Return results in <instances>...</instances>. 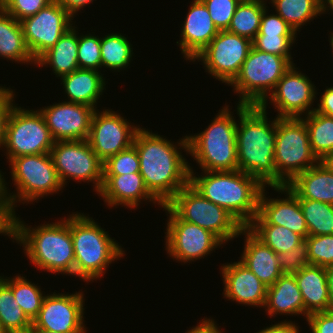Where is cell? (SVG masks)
<instances>
[{
  "label": "cell",
  "mask_w": 333,
  "mask_h": 333,
  "mask_svg": "<svg viewBox=\"0 0 333 333\" xmlns=\"http://www.w3.org/2000/svg\"><path fill=\"white\" fill-rule=\"evenodd\" d=\"M145 129L140 127L133 140L139 156L140 174L148 191L166 205L189 183V163L177 150L182 149L187 155L188 138L187 135L180 138L176 146L162 135Z\"/></svg>",
  "instance_id": "cell-1"
},
{
  "label": "cell",
  "mask_w": 333,
  "mask_h": 333,
  "mask_svg": "<svg viewBox=\"0 0 333 333\" xmlns=\"http://www.w3.org/2000/svg\"><path fill=\"white\" fill-rule=\"evenodd\" d=\"M236 145L238 170L255 177L263 186H276L274 164L277 117L268 121L261 106L237 103Z\"/></svg>",
  "instance_id": "cell-2"
},
{
  "label": "cell",
  "mask_w": 333,
  "mask_h": 333,
  "mask_svg": "<svg viewBox=\"0 0 333 333\" xmlns=\"http://www.w3.org/2000/svg\"><path fill=\"white\" fill-rule=\"evenodd\" d=\"M13 214V240L23 245L24 253L36 268L74 276V248L70 216L36 228L26 225Z\"/></svg>",
  "instance_id": "cell-3"
},
{
  "label": "cell",
  "mask_w": 333,
  "mask_h": 333,
  "mask_svg": "<svg viewBox=\"0 0 333 333\" xmlns=\"http://www.w3.org/2000/svg\"><path fill=\"white\" fill-rule=\"evenodd\" d=\"M189 183L206 199L226 209L244 227L258 213V200L264 187L255 177L236 171H203L194 176L189 165Z\"/></svg>",
  "instance_id": "cell-4"
},
{
  "label": "cell",
  "mask_w": 333,
  "mask_h": 333,
  "mask_svg": "<svg viewBox=\"0 0 333 333\" xmlns=\"http://www.w3.org/2000/svg\"><path fill=\"white\" fill-rule=\"evenodd\" d=\"M70 231L75 255L74 276L84 281L103 277L109 264L125 256L122 247L89 215L71 214Z\"/></svg>",
  "instance_id": "cell-5"
},
{
  "label": "cell",
  "mask_w": 333,
  "mask_h": 333,
  "mask_svg": "<svg viewBox=\"0 0 333 333\" xmlns=\"http://www.w3.org/2000/svg\"><path fill=\"white\" fill-rule=\"evenodd\" d=\"M228 107H222L204 131L187 136L188 153L202 171L238 170L237 122Z\"/></svg>",
  "instance_id": "cell-6"
},
{
  "label": "cell",
  "mask_w": 333,
  "mask_h": 333,
  "mask_svg": "<svg viewBox=\"0 0 333 333\" xmlns=\"http://www.w3.org/2000/svg\"><path fill=\"white\" fill-rule=\"evenodd\" d=\"M9 162L16 193H9L3 175H0V192L6 198L13 214L16 212L15 204L18 202L33 203L40 197L62 190L63 185L58 178L50 153L23 155L12 158Z\"/></svg>",
  "instance_id": "cell-7"
},
{
  "label": "cell",
  "mask_w": 333,
  "mask_h": 333,
  "mask_svg": "<svg viewBox=\"0 0 333 333\" xmlns=\"http://www.w3.org/2000/svg\"><path fill=\"white\" fill-rule=\"evenodd\" d=\"M319 162L312 151L304 120L277 117L274 153L276 186H286Z\"/></svg>",
  "instance_id": "cell-8"
},
{
  "label": "cell",
  "mask_w": 333,
  "mask_h": 333,
  "mask_svg": "<svg viewBox=\"0 0 333 333\" xmlns=\"http://www.w3.org/2000/svg\"><path fill=\"white\" fill-rule=\"evenodd\" d=\"M291 66L285 57L252 46L238 76L229 85L240 96L238 104L260 106Z\"/></svg>",
  "instance_id": "cell-9"
},
{
  "label": "cell",
  "mask_w": 333,
  "mask_h": 333,
  "mask_svg": "<svg viewBox=\"0 0 333 333\" xmlns=\"http://www.w3.org/2000/svg\"><path fill=\"white\" fill-rule=\"evenodd\" d=\"M167 205L184 221L214 234L222 243L238 237L244 226L226 209L202 196L190 183Z\"/></svg>",
  "instance_id": "cell-10"
},
{
  "label": "cell",
  "mask_w": 333,
  "mask_h": 333,
  "mask_svg": "<svg viewBox=\"0 0 333 333\" xmlns=\"http://www.w3.org/2000/svg\"><path fill=\"white\" fill-rule=\"evenodd\" d=\"M54 140L40 110L13 106L7 124L3 148L8 161L23 155L50 153Z\"/></svg>",
  "instance_id": "cell-11"
},
{
  "label": "cell",
  "mask_w": 333,
  "mask_h": 333,
  "mask_svg": "<svg viewBox=\"0 0 333 333\" xmlns=\"http://www.w3.org/2000/svg\"><path fill=\"white\" fill-rule=\"evenodd\" d=\"M50 155L63 187L67 180L73 179L78 182H92L95 192L100 191L104 165L94 153L88 140L55 141Z\"/></svg>",
  "instance_id": "cell-12"
},
{
  "label": "cell",
  "mask_w": 333,
  "mask_h": 333,
  "mask_svg": "<svg viewBox=\"0 0 333 333\" xmlns=\"http://www.w3.org/2000/svg\"><path fill=\"white\" fill-rule=\"evenodd\" d=\"M251 48V40L222 30L192 59V62L201 61L206 72L213 78L230 85L238 76Z\"/></svg>",
  "instance_id": "cell-13"
},
{
  "label": "cell",
  "mask_w": 333,
  "mask_h": 333,
  "mask_svg": "<svg viewBox=\"0 0 333 333\" xmlns=\"http://www.w3.org/2000/svg\"><path fill=\"white\" fill-rule=\"evenodd\" d=\"M162 208L169 214L165 229V248L173 259L181 263L200 260L224 245L210 231L182 220L167 204Z\"/></svg>",
  "instance_id": "cell-14"
},
{
  "label": "cell",
  "mask_w": 333,
  "mask_h": 333,
  "mask_svg": "<svg viewBox=\"0 0 333 333\" xmlns=\"http://www.w3.org/2000/svg\"><path fill=\"white\" fill-rule=\"evenodd\" d=\"M73 18L63 6L53 0L35 15L20 21L26 45L35 61L72 27Z\"/></svg>",
  "instance_id": "cell-15"
},
{
  "label": "cell",
  "mask_w": 333,
  "mask_h": 333,
  "mask_svg": "<svg viewBox=\"0 0 333 333\" xmlns=\"http://www.w3.org/2000/svg\"><path fill=\"white\" fill-rule=\"evenodd\" d=\"M83 292L45 295L41 309L32 321L31 329L57 333H86Z\"/></svg>",
  "instance_id": "cell-16"
},
{
  "label": "cell",
  "mask_w": 333,
  "mask_h": 333,
  "mask_svg": "<svg viewBox=\"0 0 333 333\" xmlns=\"http://www.w3.org/2000/svg\"><path fill=\"white\" fill-rule=\"evenodd\" d=\"M294 65L285 72L271 94L260 105L266 110L270 99V103L278 111V118H302L304 114L308 115L315 110L311 106L314 105V99H317L316 86L304 73L297 71L298 68Z\"/></svg>",
  "instance_id": "cell-17"
},
{
  "label": "cell",
  "mask_w": 333,
  "mask_h": 333,
  "mask_svg": "<svg viewBox=\"0 0 333 333\" xmlns=\"http://www.w3.org/2000/svg\"><path fill=\"white\" fill-rule=\"evenodd\" d=\"M96 109L92 120L88 142L98 158L105 162L109 157L129 148L139 126H134L112 109L101 113Z\"/></svg>",
  "instance_id": "cell-18"
},
{
  "label": "cell",
  "mask_w": 333,
  "mask_h": 333,
  "mask_svg": "<svg viewBox=\"0 0 333 333\" xmlns=\"http://www.w3.org/2000/svg\"><path fill=\"white\" fill-rule=\"evenodd\" d=\"M40 108L54 141L87 140L95 108L63 101Z\"/></svg>",
  "instance_id": "cell-19"
},
{
  "label": "cell",
  "mask_w": 333,
  "mask_h": 333,
  "mask_svg": "<svg viewBox=\"0 0 333 333\" xmlns=\"http://www.w3.org/2000/svg\"><path fill=\"white\" fill-rule=\"evenodd\" d=\"M264 186L258 200V213L250 224H274L287 227L304 239L309 235L298 197L287 186H271L285 198H267ZM287 196V197H286Z\"/></svg>",
  "instance_id": "cell-20"
},
{
  "label": "cell",
  "mask_w": 333,
  "mask_h": 333,
  "mask_svg": "<svg viewBox=\"0 0 333 333\" xmlns=\"http://www.w3.org/2000/svg\"><path fill=\"white\" fill-rule=\"evenodd\" d=\"M224 283V298L248 306L263 307L267 286L240 260L220 268Z\"/></svg>",
  "instance_id": "cell-21"
},
{
  "label": "cell",
  "mask_w": 333,
  "mask_h": 333,
  "mask_svg": "<svg viewBox=\"0 0 333 333\" xmlns=\"http://www.w3.org/2000/svg\"><path fill=\"white\" fill-rule=\"evenodd\" d=\"M191 3L181 29V39L176 42L185 60L190 62L219 33L204 3L201 0Z\"/></svg>",
  "instance_id": "cell-22"
},
{
  "label": "cell",
  "mask_w": 333,
  "mask_h": 333,
  "mask_svg": "<svg viewBox=\"0 0 333 333\" xmlns=\"http://www.w3.org/2000/svg\"><path fill=\"white\" fill-rule=\"evenodd\" d=\"M110 207L122 205L135 209L141 200L163 206L146 188L140 173L103 175V184L97 193ZM139 202V203H138Z\"/></svg>",
  "instance_id": "cell-23"
},
{
  "label": "cell",
  "mask_w": 333,
  "mask_h": 333,
  "mask_svg": "<svg viewBox=\"0 0 333 333\" xmlns=\"http://www.w3.org/2000/svg\"><path fill=\"white\" fill-rule=\"evenodd\" d=\"M240 234L245 235L244 250L240 261L267 287L273 285L283 274L277 254L259 240L247 227Z\"/></svg>",
  "instance_id": "cell-24"
},
{
  "label": "cell",
  "mask_w": 333,
  "mask_h": 333,
  "mask_svg": "<svg viewBox=\"0 0 333 333\" xmlns=\"http://www.w3.org/2000/svg\"><path fill=\"white\" fill-rule=\"evenodd\" d=\"M304 301V316L332 310L326 268L307 265L293 274Z\"/></svg>",
  "instance_id": "cell-25"
},
{
  "label": "cell",
  "mask_w": 333,
  "mask_h": 333,
  "mask_svg": "<svg viewBox=\"0 0 333 333\" xmlns=\"http://www.w3.org/2000/svg\"><path fill=\"white\" fill-rule=\"evenodd\" d=\"M264 308L270 317L277 314L304 315V301L293 274H282L267 287Z\"/></svg>",
  "instance_id": "cell-26"
},
{
  "label": "cell",
  "mask_w": 333,
  "mask_h": 333,
  "mask_svg": "<svg viewBox=\"0 0 333 333\" xmlns=\"http://www.w3.org/2000/svg\"><path fill=\"white\" fill-rule=\"evenodd\" d=\"M103 75L100 70L78 68L61 77V84L68 96L67 101L97 109V101L106 85Z\"/></svg>",
  "instance_id": "cell-27"
},
{
  "label": "cell",
  "mask_w": 333,
  "mask_h": 333,
  "mask_svg": "<svg viewBox=\"0 0 333 333\" xmlns=\"http://www.w3.org/2000/svg\"><path fill=\"white\" fill-rule=\"evenodd\" d=\"M298 199L333 204V172L321 161L297 175L286 185Z\"/></svg>",
  "instance_id": "cell-28"
},
{
  "label": "cell",
  "mask_w": 333,
  "mask_h": 333,
  "mask_svg": "<svg viewBox=\"0 0 333 333\" xmlns=\"http://www.w3.org/2000/svg\"><path fill=\"white\" fill-rule=\"evenodd\" d=\"M76 29L75 26L69 28L53 47L36 60V65L39 67L49 65L57 77H63L77 70L79 65L77 59L78 31Z\"/></svg>",
  "instance_id": "cell-29"
},
{
  "label": "cell",
  "mask_w": 333,
  "mask_h": 333,
  "mask_svg": "<svg viewBox=\"0 0 333 333\" xmlns=\"http://www.w3.org/2000/svg\"><path fill=\"white\" fill-rule=\"evenodd\" d=\"M0 56L15 63L36 65L26 45L20 21L4 10L0 11Z\"/></svg>",
  "instance_id": "cell-30"
},
{
  "label": "cell",
  "mask_w": 333,
  "mask_h": 333,
  "mask_svg": "<svg viewBox=\"0 0 333 333\" xmlns=\"http://www.w3.org/2000/svg\"><path fill=\"white\" fill-rule=\"evenodd\" d=\"M270 3L275 7L276 14L296 33L305 23L325 13V0H271Z\"/></svg>",
  "instance_id": "cell-31"
},
{
  "label": "cell",
  "mask_w": 333,
  "mask_h": 333,
  "mask_svg": "<svg viewBox=\"0 0 333 333\" xmlns=\"http://www.w3.org/2000/svg\"><path fill=\"white\" fill-rule=\"evenodd\" d=\"M266 4L267 0L240 2L227 30L253 41L259 32L262 14L268 7Z\"/></svg>",
  "instance_id": "cell-32"
},
{
  "label": "cell",
  "mask_w": 333,
  "mask_h": 333,
  "mask_svg": "<svg viewBox=\"0 0 333 333\" xmlns=\"http://www.w3.org/2000/svg\"><path fill=\"white\" fill-rule=\"evenodd\" d=\"M302 119L308 130L312 151L321 161L333 151V117L313 110Z\"/></svg>",
  "instance_id": "cell-33"
},
{
  "label": "cell",
  "mask_w": 333,
  "mask_h": 333,
  "mask_svg": "<svg viewBox=\"0 0 333 333\" xmlns=\"http://www.w3.org/2000/svg\"><path fill=\"white\" fill-rule=\"evenodd\" d=\"M101 68H110L114 72L125 70L132 60L131 42L122 34L112 33L101 38Z\"/></svg>",
  "instance_id": "cell-34"
},
{
  "label": "cell",
  "mask_w": 333,
  "mask_h": 333,
  "mask_svg": "<svg viewBox=\"0 0 333 333\" xmlns=\"http://www.w3.org/2000/svg\"><path fill=\"white\" fill-rule=\"evenodd\" d=\"M247 228L276 254L288 252L305 239L287 227L274 224H249Z\"/></svg>",
  "instance_id": "cell-35"
},
{
  "label": "cell",
  "mask_w": 333,
  "mask_h": 333,
  "mask_svg": "<svg viewBox=\"0 0 333 333\" xmlns=\"http://www.w3.org/2000/svg\"><path fill=\"white\" fill-rule=\"evenodd\" d=\"M0 278L10 287L16 303L32 322L38 315L45 297L40 287L21 275H16L13 278L8 277V279L3 275V277L0 276Z\"/></svg>",
  "instance_id": "cell-36"
},
{
  "label": "cell",
  "mask_w": 333,
  "mask_h": 333,
  "mask_svg": "<svg viewBox=\"0 0 333 333\" xmlns=\"http://www.w3.org/2000/svg\"><path fill=\"white\" fill-rule=\"evenodd\" d=\"M0 321L7 333H29L32 322L16 303L10 287L0 278Z\"/></svg>",
  "instance_id": "cell-37"
},
{
  "label": "cell",
  "mask_w": 333,
  "mask_h": 333,
  "mask_svg": "<svg viewBox=\"0 0 333 333\" xmlns=\"http://www.w3.org/2000/svg\"><path fill=\"white\" fill-rule=\"evenodd\" d=\"M309 235L333 234V204L298 199Z\"/></svg>",
  "instance_id": "cell-38"
},
{
  "label": "cell",
  "mask_w": 333,
  "mask_h": 333,
  "mask_svg": "<svg viewBox=\"0 0 333 333\" xmlns=\"http://www.w3.org/2000/svg\"><path fill=\"white\" fill-rule=\"evenodd\" d=\"M103 175H124L140 173V161L136 147L129 148L109 157L103 162Z\"/></svg>",
  "instance_id": "cell-39"
},
{
  "label": "cell",
  "mask_w": 333,
  "mask_h": 333,
  "mask_svg": "<svg viewBox=\"0 0 333 333\" xmlns=\"http://www.w3.org/2000/svg\"><path fill=\"white\" fill-rule=\"evenodd\" d=\"M305 240L308 244L309 265L324 268L333 266V234L308 235Z\"/></svg>",
  "instance_id": "cell-40"
},
{
  "label": "cell",
  "mask_w": 333,
  "mask_h": 333,
  "mask_svg": "<svg viewBox=\"0 0 333 333\" xmlns=\"http://www.w3.org/2000/svg\"><path fill=\"white\" fill-rule=\"evenodd\" d=\"M101 37L95 34L78 36L77 59L79 68L98 71L101 68Z\"/></svg>",
  "instance_id": "cell-41"
},
{
  "label": "cell",
  "mask_w": 333,
  "mask_h": 333,
  "mask_svg": "<svg viewBox=\"0 0 333 333\" xmlns=\"http://www.w3.org/2000/svg\"><path fill=\"white\" fill-rule=\"evenodd\" d=\"M296 35H256L252 46L262 52L285 57L292 65L291 46L296 41Z\"/></svg>",
  "instance_id": "cell-42"
},
{
  "label": "cell",
  "mask_w": 333,
  "mask_h": 333,
  "mask_svg": "<svg viewBox=\"0 0 333 333\" xmlns=\"http://www.w3.org/2000/svg\"><path fill=\"white\" fill-rule=\"evenodd\" d=\"M219 31L227 30L236 11L238 0H201Z\"/></svg>",
  "instance_id": "cell-43"
},
{
  "label": "cell",
  "mask_w": 333,
  "mask_h": 333,
  "mask_svg": "<svg viewBox=\"0 0 333 333\" xmlns=\"http://www.w3.org/2000/svg\"><path fill=\"white\" fill-rule=\"evenodd\" d=\"M279 266L283 274H294L302 267L309 265L308 244L306 240L288 252L277 254Z\"/></svg>",
  "instance_id": "cell-44"
},
{
  "label": "cell",
  "mask_w": 333,
  "mask_h": 333,
  "mask_svg": "<svg viewBox=\"0 0 333 333\" xmlns=\"http://www.w3.org/2000/svg\"><path fill=\"white\" fill-rule=\"evenodd\" d=\"M53 0H5L3 10L17 21L35 15Z\"/></svg>",
  "instance_id": "cell-45"
},
{
  "label": "cell",
  "mask_w": 333,
  "mask_h": 333,
  "mask_svg": "<svg viewBox=\"0 0 333 333\" xmlns=\"http://www.w3.org/2000/svg\"><path fill=\"white\" fill-rule=\"evenodd\" d=\"M267 10L262 14L257 35H297L281 16L273 13L269 15Z\"/></svg>",
  "instance_id": "cell-46"
},
{
  "label": "cell",
  "mask_w": 333,
  "mask_h": 333,
  "mask_svg": "<svg viewBox=\"0 0 333 333\" xmlns=\"http://www.w3.org/2000/svg\"><path fill=\"white\" fill-rule=\"evenodd\" d=\"M15 93L12 89L0 86V148L3 146L6 133V124L13 106ZM14 101V103H13Z\"/></svg>",
  "instance_id": "cell-47"
},
{
  "label": "cell",
  "mask_w": 333,
  "mask_h": 333,
  "mask_svg": "<svg viewBox=\"0 0 333 333\" xmlns=\"http://www.w3.org/2000/svg\"><path fill=\"white\" fill-rule=\"evenodd\" d=\"M306 321L312 333H333V309L311 313Z\"/></svg>",
  "instance_id": "cell-48"
},
{
  "label": "cell",
  "mask_w": 333,
  "mask_h": 333,
  "mask_svg": "<svg viewBox=\"0 0 333 333\" xmlns=\"http://www.w3.org/2000/svg\"><path fill=\"white\" fill-rule=\"evenodd\" d=\"M0 234L13 238V213L7 200L0 192Z\"/></svg>",
  "instance_id": "cell-49"
},
{
  "label": "cell",
  "mask_w": 333,
  "mask_h": 333,
  "mask_svg": "<svg viewBox=\"0 0 333 333\" xmlns=\"http://www.w3.org/2000/svg\"><path fill=\"white\" fill-rule=\"evenodd\" d=\"M318 107L315 108L316 112L320 114L333 117V86L324 90L319 100Z\"/></svg>",
  "instance_id": "cell-50"
},
{
  "label": "cell",
  "mask_w": 333,
  "mask_h": 333,
  "mask_svg": "<svg viewBox=\"0 0 333 333\" xmlns=\"http://www.w3.org/2000/svg\"><path fill=\"white\" fill-rule=\"evenodd\" d=\"M293 321H281L280 323L272 324L257 333H300L299 326Z\"/></svg>",
  "instance_id": "cell-51"
},
{
  "label": "cell",
  "mask_w": 333,
  "mask_h": 333,
  "mask_svg": "<svg viewBox=\"0 0 333 333\" xmlns=\"http://www.w3.org/2000/svg\"><path fill=\"white\" fill-rule=\"evenodd\" d=\"M217 325L213 319L203 318L201 323L199 322L197 326L192 327L186 333H224Z\"/></svg>",
  "instance_id": "cell-52"
},
{
  "label": "cell",
  "mask_w": 333,
  "mask_h": 333,
  "mask_svg": "<svg viewBox=\"0 0 333 333\" xmlns=\"http://www.w3.org/2000/svg\"><path fill=\"white\" fill-rule=\"evenodd\" d=\"M63 6L73 17L78 11L83 9L86 5L92 3L94 0H55Z\"/></svg>",
  "instance_id": "cell-53"
},
{
  "label": "cell",
  "mask_w": 333,
  "mask_h": 333,
  "mask_svg": "<svg viewBox=\"0 0 333 333\" xmlns=\"http://www.w3.org/2000/svg\"><path fill=\"white\" fill-rule=\"evenodd\" d=\"M327 283L330 295L331 306L333 309V266L326 268Z\"/></svg>",
  "instance_id": "cell-54"
},
{
  "label": "cell",
  "mask_w": 333,
  "mask_h": 333,
  "mask_svg": "<svg viewBox=\"0 0 333 333\" xmlns=\"http://www.w3.org/2000/svg\"><path fill=\"white\" fill-rule=\"evenodd\" d=\"M321 163L325 165L330 171L333 172V151L327 154L322 160Z\"/></svg>",
  "instance_id": "cell-55"
},
{
  "label": "cell",
  "mask_w": 333,
  "mask_h": 333,
  "mask_svg": "<svg viewBox=\"0 0 333 333\" xmlns=\"http://www.w3.org/2000/svg\"><path fill=\"white\" fill-rule=\"evenodd\" d=\"M329 10L332 11L333 14V0H325V12Z\"/></svg>",
  "instance_id": "cell-56"
},
{
  "label": "cell",
  "mask_w": 333,
  "mask_h": 333,
  "mask_svg": "<svg viewBox=\"0 0 333 333\" xmlns=\"http://www.w3.org/2000/svg\"><path fill=\"white\" fill-rule=\"evenodd\" d=\"M29 333H57V332H51L45 329H30Z\"/></svg>",
  "instance_id": "cell-57"
},
{
  "label": "cell",
  "mask_w": 333,
  "mask_h": 333,
  "mask_svg": "<svg viewBox=\"0 0 333 333\" xmlns=\"http://www.w3.org/2000/svg\"><path fill=\"white\" fill-rule=\"evenodd\" d=\"M329 38H330L329 42H330L332 50H333V33L332 32H331V35L329 36Z\"/></svg>",
  "instance_id": "cell-58"
},
{
  "label": "cell",
  "mask_w": 333,
  "mask_h": 333,
  "mask_svg": "<svg viewBox=\"0 0 333 333\" xmlns=\"http://www.w3.org/2000/svg\"><path fill=\"white\" fill-rule=\"evenodd\" d=\"M5 4V0H0V11L3 10Z\"/></svg>",
  "instance_id": "cell-59"
},
{
  "label": "cell",
  "mask_w": 333,
  "mask_h": 333,
  "mask_svg": "<svg viewBox=\"0 0 333 333\" xmlns=\"http://www.w3.org/2000/svg\"><path fill=\"white\" fill-rule=\"evenodd\" d=\"M0 333H7V332L4 330L1 321H0Z\"/></svg>",
  "instance_id": "cell-60"
},
{
  "label": "cell",
  "mask_w": 333,
  "mask_h": 333,
  "mask_svg": "<svg viewBox=\"0 0 333 333\" xmlns=\"http://www.w3.org/2000/svg\"><path fill=\"white\" fill-rule=\"evenodd\" d=\"M239 2H253V1H257V0H238Z\"/></svg>",
  "instance_id": "cell-61"
}]
</instances>
